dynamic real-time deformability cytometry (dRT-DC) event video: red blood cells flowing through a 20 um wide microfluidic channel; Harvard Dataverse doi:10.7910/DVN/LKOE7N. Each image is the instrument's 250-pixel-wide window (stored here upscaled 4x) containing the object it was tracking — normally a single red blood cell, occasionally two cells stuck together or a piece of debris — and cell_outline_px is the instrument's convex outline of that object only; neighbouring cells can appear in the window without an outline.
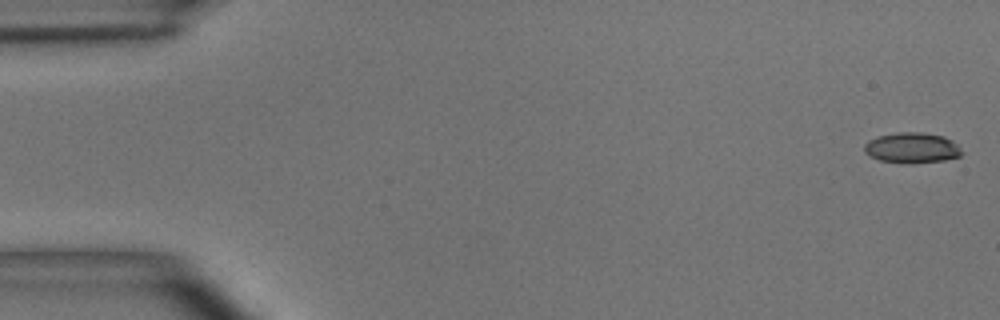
{"species": "common noctule bat (a hibernating species)", "species_latin": "Nyctalus noctula", "temperature_condition": "room temperature", "stored_images_in_passage": 6, "camera_frame_rate_fps": 3000, "um_per_image_px": 0.085, "animal": {"sex": "male", "body_mass_g": 15.6}, "frame": {"image": 1, "passage_image": 1, "time_ms": 0.0, "image_size_px": [1000, 320], "cell_outline_px": [[964, 152], [960, 156], [944, 160], [908, 164], [880, 160], [864, 152], [864, 144], [868, 140], [876, 136], [900, 132], [924, 132], [944, 136], [952, 140]], "centroid_in_image_um": [77.52, 12.56], "position_along_channel_um": 7.5, "area_um2": 17.46}}
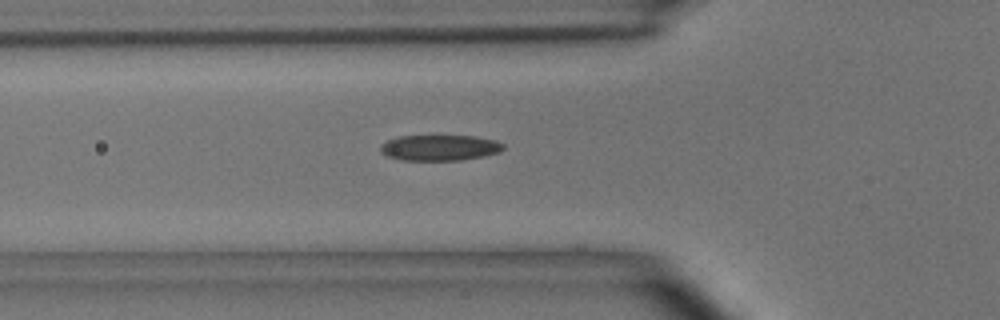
{"frame": {"image": 2, "passage_image": 6, "time_ms": 5.667, "image_size_px": [1000, 320], "cell_outline_px": [[504, 148], [500, 152], [484, 156], [460, 160], [400, 160], [388, 156], [380, 152], [380, 144], [388, 140], [400, 136], [476, 136], [496, 140], [504, 144]], "centroid_in_image_um": [37.38, 12.55], "position_along_channel_um": 88.4, "area_um2": 18.5}}